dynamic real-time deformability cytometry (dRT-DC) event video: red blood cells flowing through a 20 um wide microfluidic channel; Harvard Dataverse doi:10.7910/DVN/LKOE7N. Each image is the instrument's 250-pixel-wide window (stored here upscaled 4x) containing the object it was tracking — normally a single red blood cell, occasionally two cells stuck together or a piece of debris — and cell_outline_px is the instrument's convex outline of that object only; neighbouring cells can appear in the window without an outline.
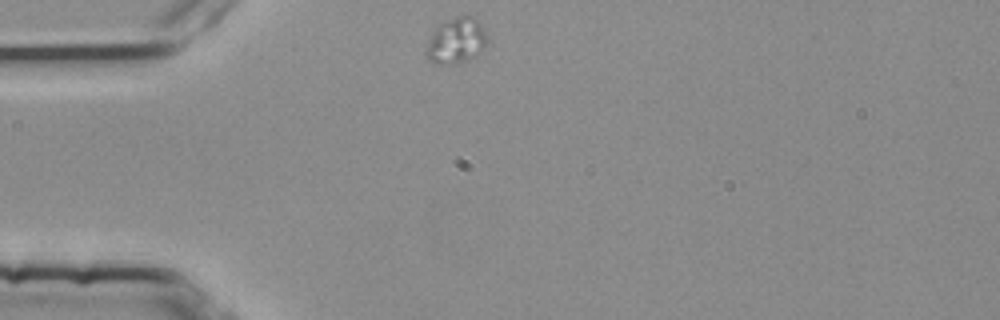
{"species": "common noctule bat (a hibernating species)", "species_latin": "Nyctalus noctula", "temperature_condition": "room temperature", "stored_images_in_passage": 2, "camera_frame_rate_fps": 3000, "um_per_image_px": 0.085, "animal": {"sex": "female", "body_mass_g": 25.1}, "frame": {"image": 1, "passage_image": 1, "time_ms": 0.0, "image_size_px": [1000, 320], "cell_outline_px": [[488, 40], [484, 48], [476, 56], [468, 60], [456, 64], [436, 64], [428, 60], [424, 56], [424, 52], [432, 32], [440, 24], [456, 16], [476, 16], [484, 28], [488, 36]], "centroid_in_image_um": [38.79, 3.47], "position_along_channel_um": 46.2, "area_um2": 16.65}}